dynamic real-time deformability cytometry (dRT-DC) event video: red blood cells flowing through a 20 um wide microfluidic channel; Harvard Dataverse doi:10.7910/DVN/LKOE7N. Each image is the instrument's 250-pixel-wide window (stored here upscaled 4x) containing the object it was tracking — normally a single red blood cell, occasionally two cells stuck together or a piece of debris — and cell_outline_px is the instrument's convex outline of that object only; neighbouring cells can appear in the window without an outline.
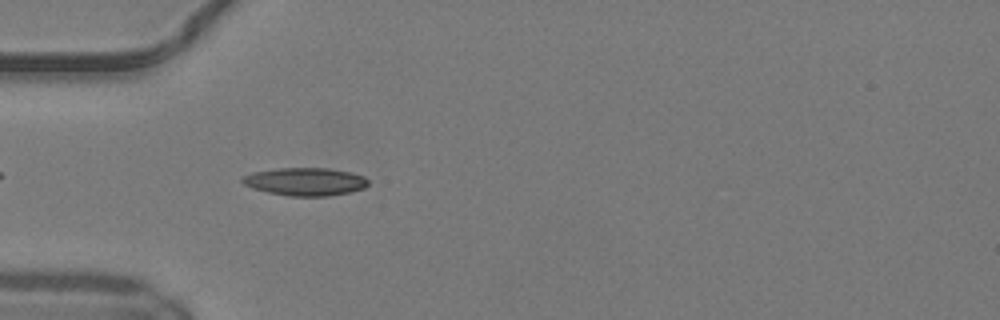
{"species": "common noctule bat (a hibernating species)", "species_latin": "Nyctalus noctula", "temperature_condition": "warm", "stored_images_in_passage": 33, "camera_frame_rate_fps": 3000, "um_per_image_px": 0.085, "animal": {"sex": "male", "body_mass_g": 19.2, "forearm_length_mm": 51.8}, "frame": {"image": 1, "passage_image": 4, "time_ms": 1.0, "image_size_px": [1000, 320], "cell_outline_px": [[368, 184], [364, 188], [348, 192], [328, 196], [288, 196], [268, 192], [252, 188], [244, 184], [240, 180], [244, 176], [252, 172], [276, 168], [328, 168], [352, 172], [364, 176], [368, 180]], "centroid_in_image_um": [25.94, 15.43], "position_along_channel_um": 59.1, "area_um2": 20.52}}
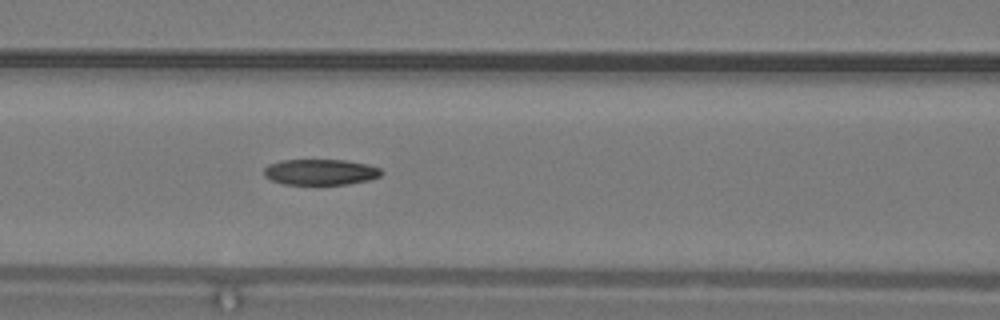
{"frame": {"image": 2, "passage_image": 10, "time_ms": 3.0, "image_size_px": [1000, 320], "cell_outline_px": [[384, 172], [380, 176], [368, 180], [348, 184], [284, 184], [272, 180], [264, 176], [264, 168], [268, 164], [280, 160], [344, 160], [368, 164], [380, 168]], "centroid_in_image_um": [27.24, 14.62], "position_along_channel_um": 139.4, "area_um2": 17.69}}
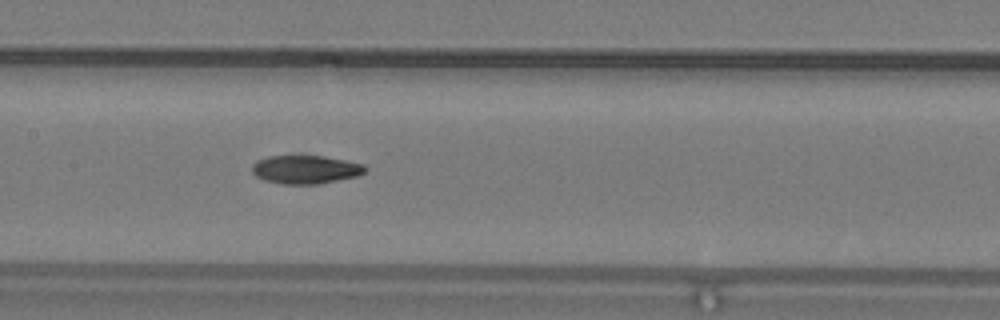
{"frame": {"image": 3, "passage_image": 13, "time_ms": 4.0, "image_size_px": [1000, 320], "cell_outline_px": [[364, 172], [356, 176], [316, 184], [284, 184], [264, 180], [256, 176], [252, 172], [252, 164], [256, 160], [268, 156], [324, 156], [364, 164]], "centroid_in_image_um": [25.91, 14.4], "position_along_channel_um": 181.5, "area_um2": 18.5}, "authors_computed_cell_mechanics": {"area_um2": 18.6116, "velocity_mm_per_s": 4.2027, "shape_relaxation_time_tau1_ms": 7.2185, "shape_relaxation_time_tau2_ms": 8.2969, "deformation_change_tau1": 0.2023, "deformation_change_tau2": 0.1935}}